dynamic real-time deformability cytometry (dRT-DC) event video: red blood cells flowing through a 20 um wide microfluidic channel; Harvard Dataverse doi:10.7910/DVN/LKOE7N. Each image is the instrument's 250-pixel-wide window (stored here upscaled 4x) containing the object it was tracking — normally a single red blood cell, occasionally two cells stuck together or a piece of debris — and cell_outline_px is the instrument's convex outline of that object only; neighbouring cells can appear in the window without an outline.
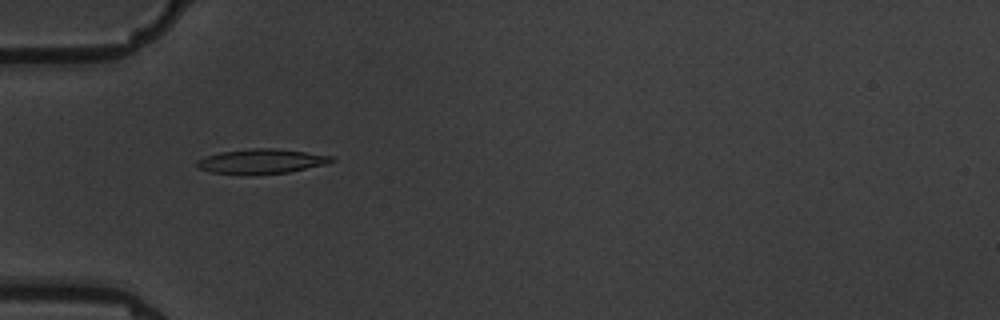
{"species": "common noctule bat (a hibernating species)", "species_latin": "Nyctalus noctula", "temperature_condition": "warm", "stored_images_in_passage": 6, "camera_frame_rate_fps": 3000, "um_per_image_px": 0.085, "animal": {"sex": "male", "body_mass_g": 19.5, "forearm_length_mm": 54.6}, "frame": {"image": 1, "passage_image": 5, "time_ms": 5.667, "image_size_px": [1000, 320], "cell_outline_px": [[336, 160], [328, 164], [288, 172], [212, 172], [200, 168], [196, 164], [196, 160], [204, 156], [220, 152], [252, 148], [276, 148], [336, 156]], "centroid_in_image_um": [22.31, 13.66], "position_along_channel_um": 62.7, "area_um2": 18.73}}
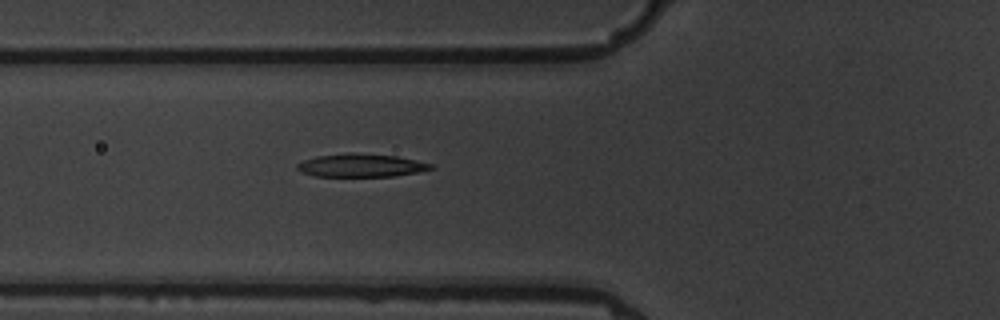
{"frame": {"image": 2, "passage_image": 6, "time_ms": 6.667, "image_size_px": [1000, 320], "cell_outline_px": [[436, 168], [420, 172], [396, 176], [316, 176], [300, 172], [296, 168], [296, 164], [304, 160], [316, 156], [348, 152], [352, 152], [396, 156], [432, 164]], "centroid_in_image_um": [30.68, 14.05], "position_along_channel_um": 95.1, "area_um2": 18.15}}